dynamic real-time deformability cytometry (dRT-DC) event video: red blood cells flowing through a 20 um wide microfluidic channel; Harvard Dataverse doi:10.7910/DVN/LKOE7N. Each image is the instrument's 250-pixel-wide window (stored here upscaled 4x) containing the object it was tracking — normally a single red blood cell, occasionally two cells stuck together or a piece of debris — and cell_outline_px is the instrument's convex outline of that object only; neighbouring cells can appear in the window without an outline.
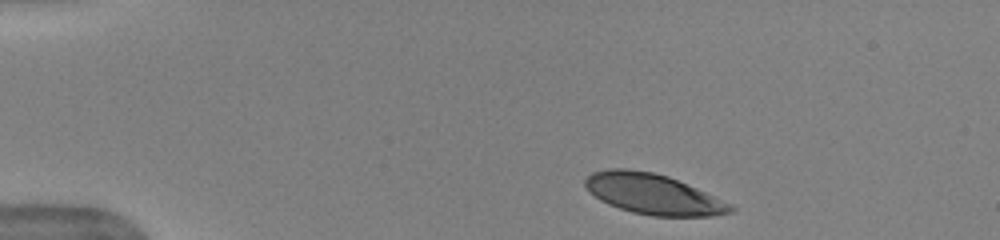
{"species": "human", "species_latin": "Homo sapiens", "temperature_condition": "warm", "stored_images_in_passage": 6, "camera_frame_rate_fps": 3000, "um_per_image_px": 0.085, "donor": {"sex": "female"}, "frame": {"image": 1, "passage_image": 1, "time_ms": 0.0, "image_size_px": [1000, 240], "cell_outline_px": [[736, 212], [712, 216], [652, 216], [632, 212], [608, 204], [600, 200], [588, 192], [584, 184], [584, 180], [592, 172], [608, 168], [624, 168], [652, 172], [668, 176], [696, 188], [732, 204], [736, 208]], "centroid_in_image_um": [55.51, 16.5], "position_along_channel_um": 29.5, "area_um2": 34.33}}
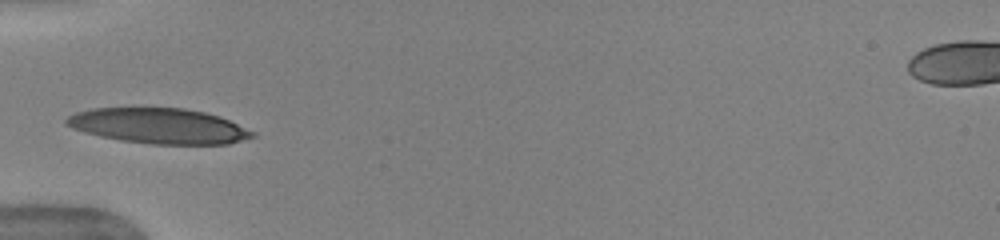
{"frame": {"image": 2, "passage_image": 5, "time_ms": 1.333, "image_size_px": [1000, 240], "cell_outline_px": [[256, 136], [228, 144], [152, 144], [120, 140], [100, 136], [84, 132], [72, 128], [64, 124], [64, 120], [68, 116], [76, 112], [92, 108], [184, 108], [204, 112], [220, 116], [256, 132]], "centroid_in_image_um": [13.5, 10.7], "position_along_channel_um": 71.5, "area_um2": 38.38}}